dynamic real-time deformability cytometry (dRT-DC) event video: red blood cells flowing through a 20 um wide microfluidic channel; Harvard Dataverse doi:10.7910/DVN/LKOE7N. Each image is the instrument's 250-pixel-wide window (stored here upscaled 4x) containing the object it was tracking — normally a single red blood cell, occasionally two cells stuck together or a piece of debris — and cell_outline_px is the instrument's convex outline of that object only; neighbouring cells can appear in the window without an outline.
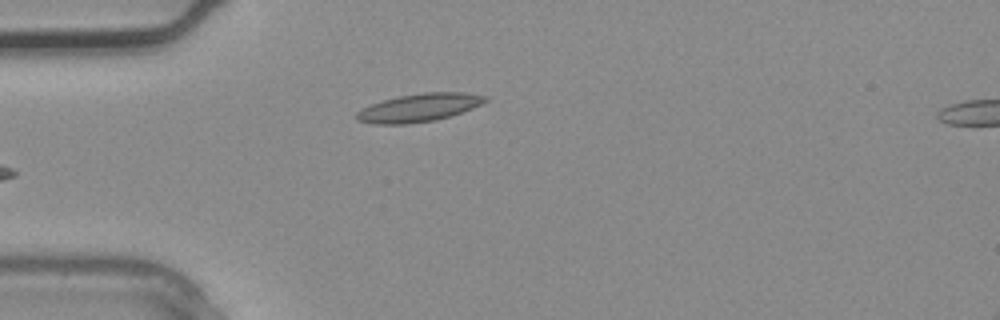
{"species": "common noctule bat (a hibernating species)", "species_latin": "Nyctalus noctula", "temperature_condition": "warm", "stored_images_in_passage": 3, "camera_frame_rate_fps": 3000, "um_per_image_px": 0.085, "animal": {"sex": "male", "body_mass_g": 20.4}, "frame": {"image": 1, "passage_image": 3, "time_ms": 0.667, "image_size_px": [1000, 320], "cell_outline_px": [[488, 100], [472, 108], [436, 120], [404, 124], [376, 124], [356, 120], [356, 112], [372, 104], [384, 100], [400, 96], [424, 92], [464, 92], [488, 96]], "centroid_in_image_um": [35.63, 9.14], "position_along_channel_um": 49.4, "area_um2": 20.75}}